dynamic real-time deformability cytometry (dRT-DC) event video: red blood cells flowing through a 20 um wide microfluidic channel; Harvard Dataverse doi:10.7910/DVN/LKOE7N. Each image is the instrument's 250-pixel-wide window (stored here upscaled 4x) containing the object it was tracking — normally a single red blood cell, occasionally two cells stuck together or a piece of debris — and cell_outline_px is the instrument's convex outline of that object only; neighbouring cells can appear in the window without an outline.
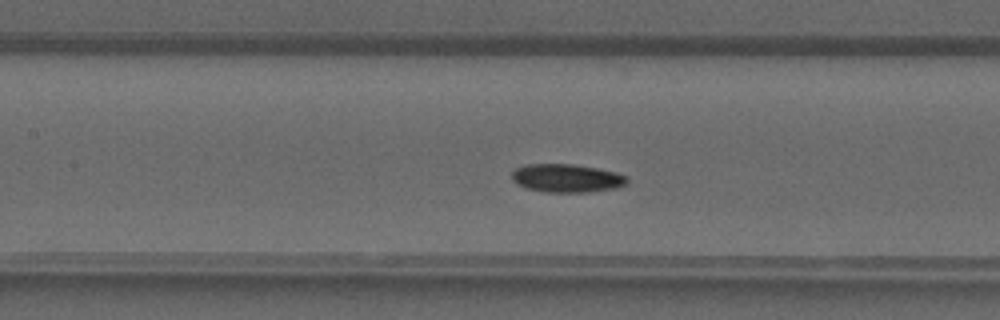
{"species": "common noctule bat (a hibernating species)", "species_latin": "Nyctalus noctula", "temperature_condition": "warm", "stored_images_in_passage": 38, "camera_frame_rate_fps": 3000, "um_per_image_px": 0.085, "animal": {"sex": "male", "forearm_length_mm": 52.5}, "frame": {"image": 1, "passage_image": 15, "time_ms": 4.667, "image_size_px": [1000, 320], "cell_outline_px": [[628, 184], [616, 188], [588, 192], [544, 192], [528, 188], [516, 184], [512, 180], [512, 172], [516, 168], [528, 164], [572, 164], [596, 168], [616, 172], [628, 176]], "centroid_in_image_um": [48.19, 15.15], "position_along_channel_um": 159.2, "area_um2": 19.07}}
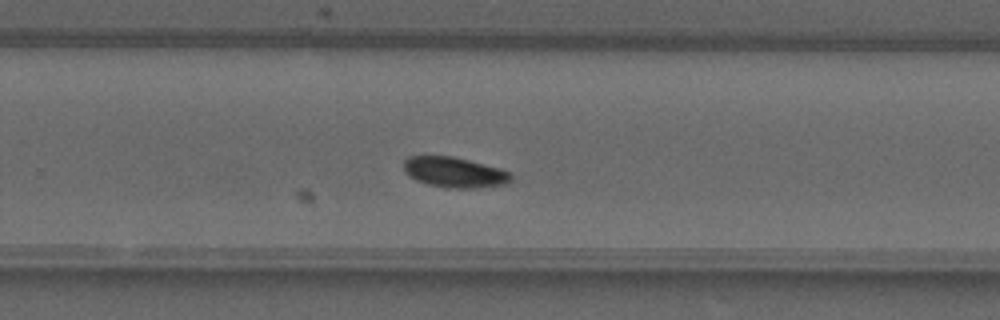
{"frame": {"image": 2, "passage_image": 23, "time_ms": 7.333, "image_size_px": [1000, 320], "cell_outline_px": [[512, 180], [508, 184], [480, 188], [448, 188], [428, 184], [416, 180], [408, 176], [404, 172], [404, 160], [408, 156], [452, 156], [500, 168], [512, 172]], "centroid_in_image_um": [38.66, 14.65], "position_along_channel_um": 291.1, "area_um2": 19.25}}
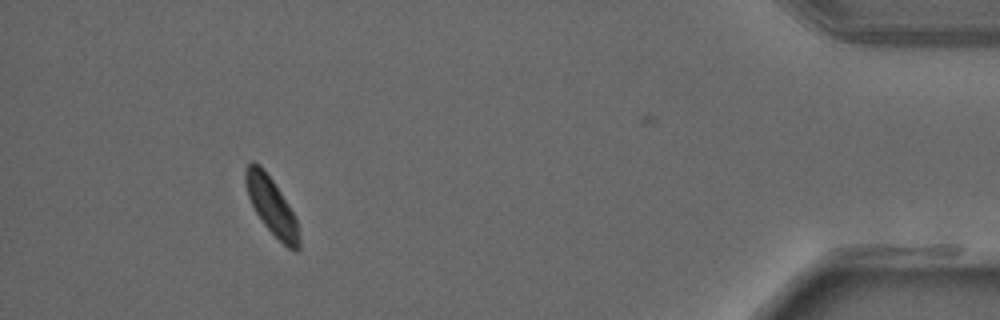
{"frame": {"image": 3, "passage_image": 34, "time_ms": 11.0, "image_size_px": [1000, 320], "cell_outline_px": [[300, 248], [296, 252], [288, 248], [264, 224], [256, 212], [248, 196], [244, 184], [244, 168], [252, 160], [260, 164], [272, 180], [288, 204], [296, 220], [300, 240]], "centroid_in_image_um": [23.05, 17.47], "position_along_channel_um": 412.1, "area_um2": 17.63}}